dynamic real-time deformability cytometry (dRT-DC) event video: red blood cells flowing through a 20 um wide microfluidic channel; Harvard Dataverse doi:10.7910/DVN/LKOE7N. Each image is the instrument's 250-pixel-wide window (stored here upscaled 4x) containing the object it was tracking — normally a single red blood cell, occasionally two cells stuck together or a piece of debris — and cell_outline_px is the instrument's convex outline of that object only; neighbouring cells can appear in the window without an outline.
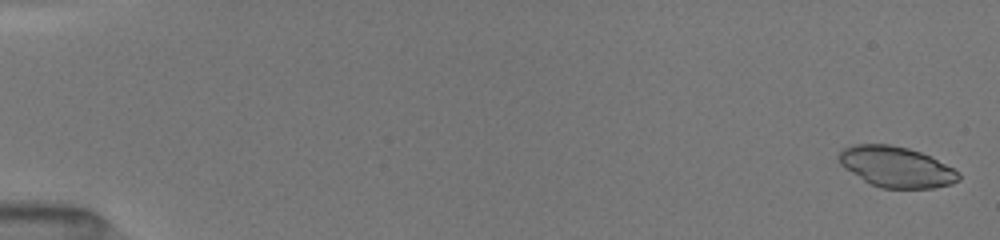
{"species": "common noctule bat (a hibernating species)", "species_latin": "Nyctalus noctula", "temperature_condition": "room temperature", "stored_images_in_passage": 25, "camera_frame_rate_fps": 3000, "um_per_image_px": 0.085, "animal": {"sex": "female", "body_mass_g": 19.5, "forearm_length_mm": 54.1}, "frame": {"image": 1, "passage_image": 2, "time_ms": 0.333, "image_size_px": [1000, 240], "cell_outline_px": [[960, 180], [952, 184], [932, 188], [880, 188], [868, 184], [844, 168], [840, 164], [836, 156], [844, 148], [856, 144], [888, 144], [908, 148], [920, 152], [952, 168], [960, 176]], "centroid_in_image_um": [76.12, 14.2], "position_along_channel_um": 8.9, "area_um2": 28.32}}